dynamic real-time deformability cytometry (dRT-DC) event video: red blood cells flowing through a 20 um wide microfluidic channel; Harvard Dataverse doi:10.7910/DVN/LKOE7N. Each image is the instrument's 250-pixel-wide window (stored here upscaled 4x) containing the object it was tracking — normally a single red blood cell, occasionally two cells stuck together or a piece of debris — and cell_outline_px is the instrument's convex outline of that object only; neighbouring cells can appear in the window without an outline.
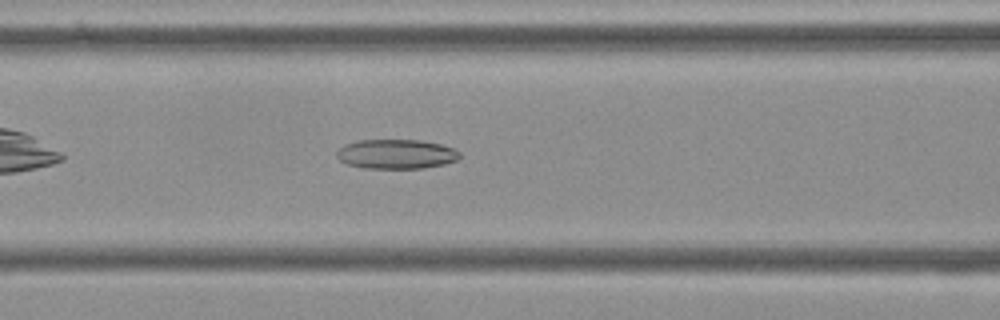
{"species": "Egyptian fruit bat (a non-hibernating species)", "species_latin": "Rousettus aegyptiacus", "temperature_condition": "cold", "stored_images_in_passage": 43, "camera_frame_rate_fps": 3000, "um_per_image_px": 0.085, "frame": {"image": 1, "passage_image": 10, "time_ms": 3.0, "image_size_px": [1000, 320], "cell_outline_px": [[460, 156], [456, 160], [444, 164], [424, 168], [364, 168], [348, 164], [340, 160], [336, 156], [336, 152], [344, 144], [360, 140], [420, 140], [440, 144], [452, 148], [460, 152]], "centroid_in_image_um": [33.67, 13.09], "position_along_channel_um": 132.9, "area_um2": 21.04}}
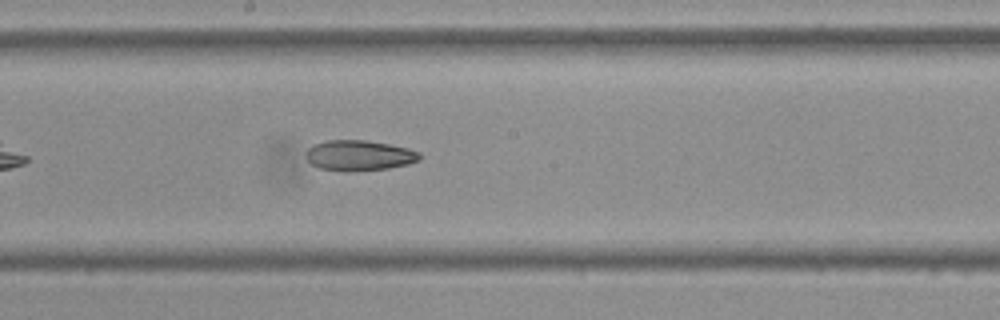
{"frame": {"image": 2, "passage_image": 17, "time_ms": 5.333, "image_size_px": [1000, 320], "cell_outline_px": [[420, 160], [408, 164], [388, 168], [348, 172], [320, 168], [312, 164], [308, 160], [308, 148], [324, 140], [368, 140], [408, 148], [420, 152]], "centroid_in_image_um": [30.56, 13.21], "position_along_channel_um": 217.6, "area_um2": 20.06}}
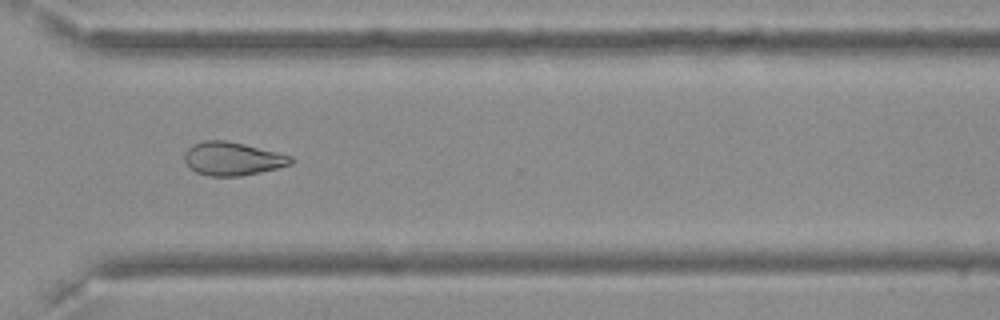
{"frame": {"image": 3, "passage_image": 28, "time_ms": 9.0, "image_size_px": [1000, 320], "cell_outline_px": [[296, 160], [292, 164], [260, 172], [240, 176], [208, 176], [196, 172], [188, 168], [184, 160], [184, 152], [192, 144], [204, 140], [224, 140], [244, 144], [292, 156]], "centroid_in_image_um": [19.73, 13.49], "position_along_channel_um": 350.9, "area_um2": 20.81}, "authors_computed_cell_mechanics": {"area_um2": 21.0392, "velocity_mm_per_s": 3.632, "shape_relaxation_time_tau1_ms": null, "shape_relaxation_time_tau2_ms": 7.1706, "deformation_change_tau1": null, "deformation_change_tau2": 0.1575}}